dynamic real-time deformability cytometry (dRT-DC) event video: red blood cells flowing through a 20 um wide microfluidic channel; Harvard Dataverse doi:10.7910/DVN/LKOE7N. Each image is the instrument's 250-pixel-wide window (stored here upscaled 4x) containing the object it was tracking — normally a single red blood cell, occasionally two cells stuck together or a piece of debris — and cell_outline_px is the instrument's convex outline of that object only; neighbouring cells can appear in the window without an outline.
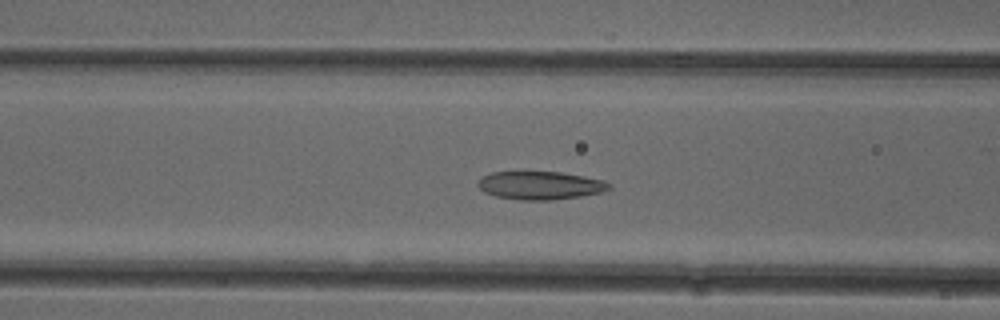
{"species": "common noctule bat (a hibernating species)", "species_latin": "Nyctalus noctula", "temperature_condition": "cold", "stored_images_in_passage": 47, "camera_frame_rate_fps": 3000, "um_per_image_px": 0.085, "animal": {"sex": "female"}, "frame": {"image": 1, "passage_image": 16, "time_ms": 5.0, "image_size_px": [1000, 320], "cell_outline_px": [[612, 188], [600, 192], [580, 196], [552, 200], [520, 200], [496, 196], [484, 192], [476, 184], [484, 176], [492, 172], [524, 168], [560, 172], [604, 180], [612, 184]], "centroid_in_image_um": [45.88, 15.71], "position_along_channel_um": 120.7, "area_um2": 22.37}}
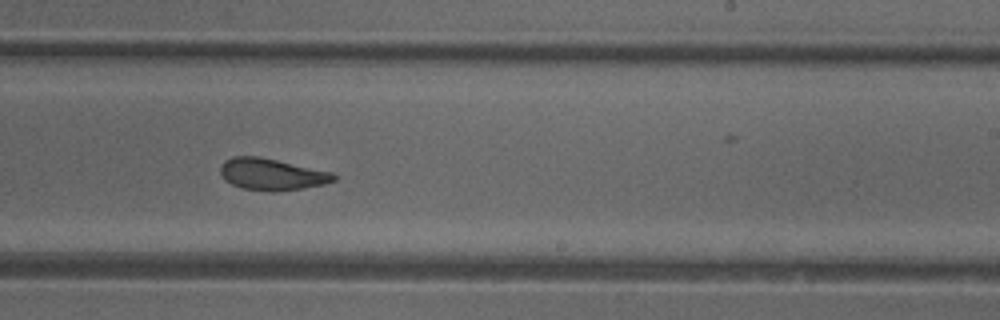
{"frame": {"image": 2, "passage_image": 27, "time_ms": 8.667, "image_size_px": [1000, 320], "cell_outline_px": [[336, 180], [324, 184], [304, 188], [272, 192], [244, 188], [232, 184], [224, 180], [220, 172], [220, 164], [224, 160], [232, 156], [260, 156], [332, 172], [336, 176]], "centroid_in_image_um": [23.08, 14.8], "position_along_channel_um": 265.9, "area_um2": 21.04}}
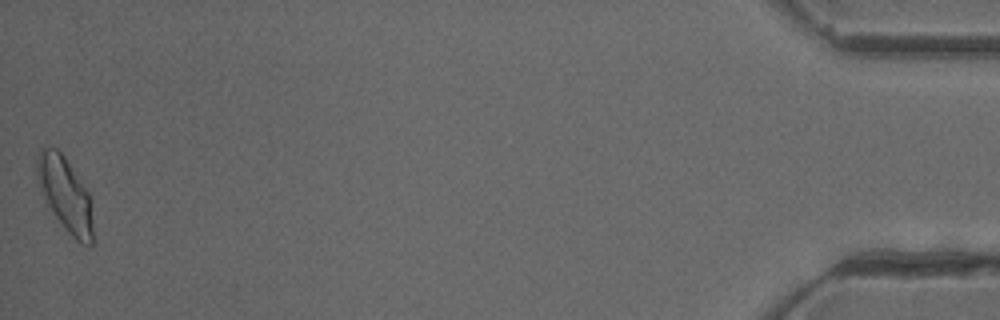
{"frame": {"image": 3, "passage_image": 47, "time_ms": 15.333, "image_size_px": [1000, 320], "cell_outline_px": [[92, 244], [88, 248], [76, 240], [68, 232], [52, 212], [40, 188], [36, 176], [36, 156], [40, 148], [56, 148], [64, 156], [88, 192], [92, 224]], "centroid_in_image_um": [5.52, 16.51], "position_along_channel_um": 429.7, "area_um2": 23.7}, "authors_computed_cell_mechanics": {"area_um2": 21.8484, "velocity_mm_per_s": 3.9688, "shape_relaxation_time_tau1_ms": 7.8877, "shape_relaxation_time_tau2_ms": 2.0773, "deformation_change_tau1": 0.1789, "deformation_change_tau2": 0.0796}}